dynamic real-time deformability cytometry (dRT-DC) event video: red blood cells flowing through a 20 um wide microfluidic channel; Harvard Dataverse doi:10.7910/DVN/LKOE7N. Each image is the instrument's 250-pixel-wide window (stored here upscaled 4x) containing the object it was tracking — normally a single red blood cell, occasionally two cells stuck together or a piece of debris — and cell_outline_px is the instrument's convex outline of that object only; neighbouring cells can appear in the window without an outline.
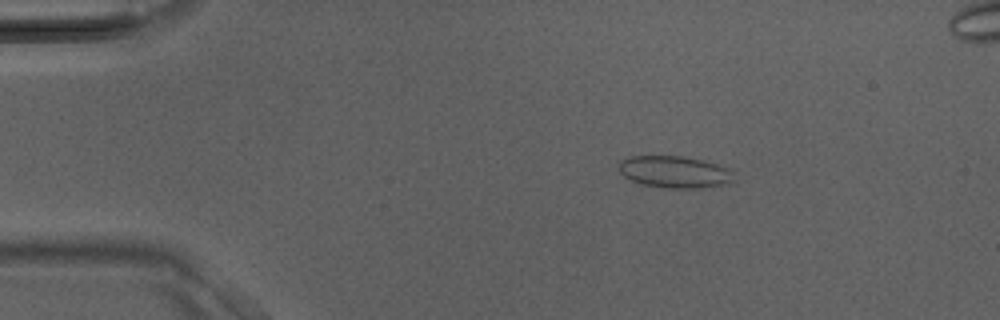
{"species": "Egyptian fruit bat (a non-hibernating species)", "species_latin": "Rousettus aegyptiacus", "temperature_condition": "room temperature", "stored_images_in_passage": 11, "camera_frame_rate_fps": 3000, "um_per_image_px": 0.085, "animal": {"sex": "male"}, "frame": {"image": 1, "passage_image": 7, "time_ms": 2.0, "image_size_px": [1000, 320], "cell_outline_px": [[736, 180], [732, 184], [700, 188], [664, 188], [640, 184], [624, 176], [620, 172], [620, 160], [628, 156], [680, 156], [704, 160], [728, 168], [732, 172]], "centroid_in_image_um": [57.39, 14.63], "position_along_channel_um": 27.6, "area_um2": 21.68}}